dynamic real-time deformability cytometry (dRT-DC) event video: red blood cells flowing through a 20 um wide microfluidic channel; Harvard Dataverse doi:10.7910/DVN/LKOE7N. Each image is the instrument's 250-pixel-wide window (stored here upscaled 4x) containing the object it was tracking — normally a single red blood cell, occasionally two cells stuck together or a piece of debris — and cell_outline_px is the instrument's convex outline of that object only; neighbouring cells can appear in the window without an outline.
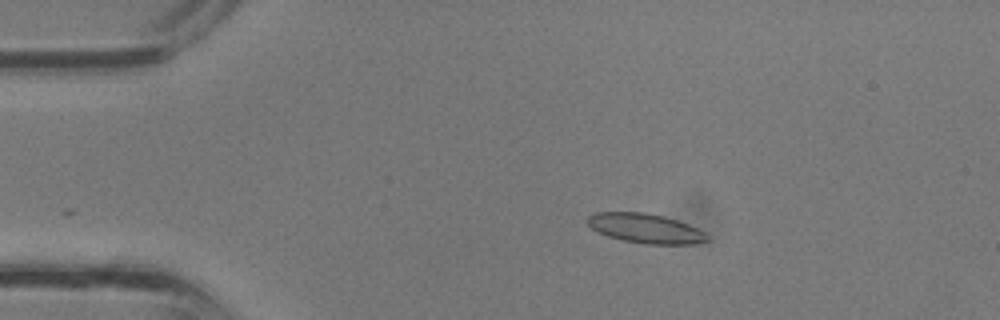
{"species": "common noctule bat (a hibernating species)", "species_latin": "Nyctalus noctula", "temperature_condition": "room temperature", "stored_images_in_passage": 6, "camera_frame_rate_fps": 3000, "um_per_image_px": 0.085, "animal": {"sex": "male", "body_mass_g": 13.3}, "frame": {"image": 1, "passage_image": 1, "time_ms": 0.0, "image_size_px": [1000, 320], "cell_outline_px": [[708, 240], [692, 244], [644, 244], [624, 240], [608, 236], [592, 228], [588, 224], [588, 216], [596, 212], [644, 212], [664, 216], [688, 224], [704, 232], [708, 236]], "centroid_in_image_um": [54.87, 19.41], "position_along_channel_um": 30.1, "area_um2": 20.35}}